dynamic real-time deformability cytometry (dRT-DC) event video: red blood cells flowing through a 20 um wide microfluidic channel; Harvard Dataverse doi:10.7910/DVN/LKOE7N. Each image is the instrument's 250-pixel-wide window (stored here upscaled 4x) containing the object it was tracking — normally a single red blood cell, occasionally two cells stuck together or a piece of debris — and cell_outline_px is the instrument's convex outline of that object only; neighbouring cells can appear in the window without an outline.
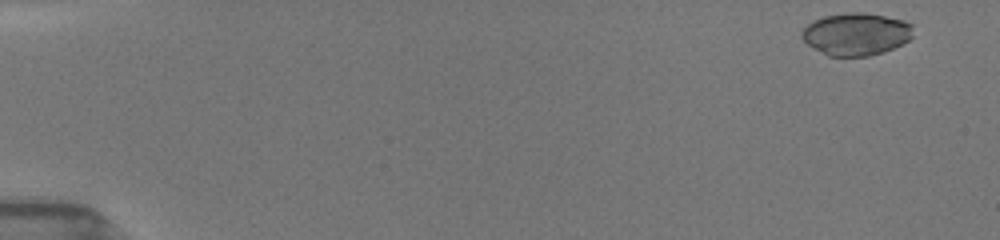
{"species": "common noctule bat (a hibernating species)", "species_latin": "Nyctalus noctula", "temperature_condition": "room temperature", "stored_images_in_passage": 23, "camera_frame_rate_fps": 3000, "um_per_image_px": 0.085, "animal": {"sex": "female", "body_mass_g": 19.5, "forearm_length_mm": 54.1}, "frame": {"image": 1, "passage_image": 2, "time_ms": 0.333, "image_size_px": [1000, 240], "cell_outline_px": [[912, 36], [908, 40], [884, 52], [868, 56], [828, 56], [808, 44], [800, 36], [800, 32], [812, 20], [824, 16], [852, 12], [864, 12], [904, 20], [912, 24]], "centroid_in_image_um": [72.75, 2.89], "position_along_channel_um": 12.2, "area_um2": 27.46}}
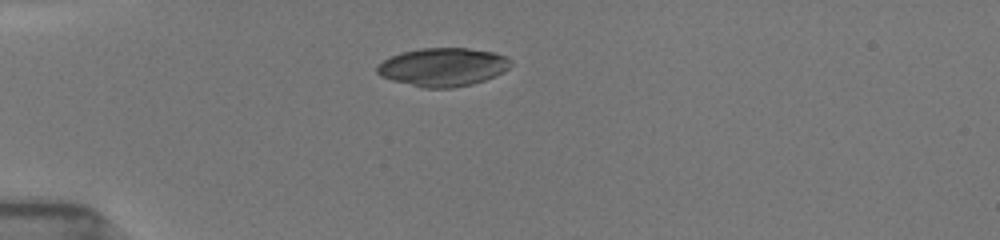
{"frame": {"image": 2, "passage_image": 12, "time_ms": 4.333, "image_size_px": [1000, 240], "cell_outline_px": [[512, 64], [504, 72], [496, 76], [472, 84], [452, 88], [424, 88], [392, 80], [380, 76], [376, 72], [376, 64], [400, 52], [420, 48], [468, 48], [496, 52], [508, 56], [512, 60]], "centroid_in_image_um": [37.67, 5.69], "position_along_channel_um": 47.3, "area_um2": 30.23}}